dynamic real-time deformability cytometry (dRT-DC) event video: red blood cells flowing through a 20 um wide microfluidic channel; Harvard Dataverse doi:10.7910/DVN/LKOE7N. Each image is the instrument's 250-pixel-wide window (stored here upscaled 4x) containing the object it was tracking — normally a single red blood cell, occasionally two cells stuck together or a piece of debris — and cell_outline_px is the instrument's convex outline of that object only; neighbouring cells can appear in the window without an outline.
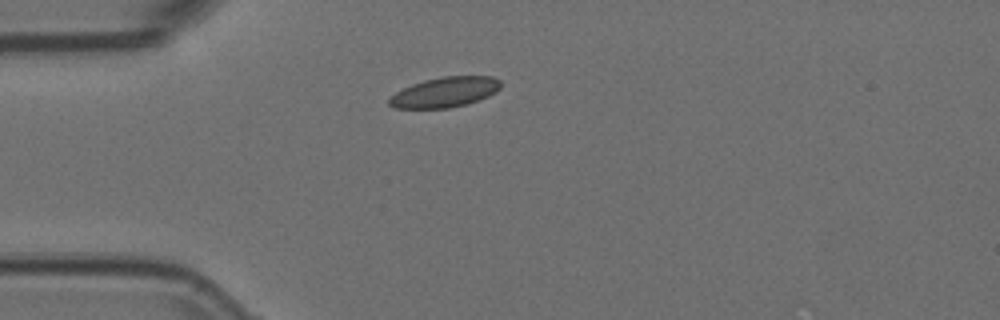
{"species": "Egyptian fruit bat (a non-hibernating species)", "species_latin": "Rousettus aegyptiacus", "temperature_condition": "room temperature", "stored_images_in_passage": 33, "camera_frame_rate_fps": 3000, "um_per_image_px": 0.085, "animal": {"sex": "female"}, "frame": {"image": 1, "passage_image": 1, "time_ms": 0.0, "image_size_px": [1000, 320], "cell_outline_px": [[500, 88], [496, 92], [488, 96], [464, 104], [448, 108], [396, 108], [388, 104], [388, 100], [396, 92], [412, 84], [424, 80], [444, 76], [492, 76], [500, 80]], "centroid_in_image_um": [37.82, 7.82], "position_along_channel_um": 47.2, "area_um2": 19.36}}
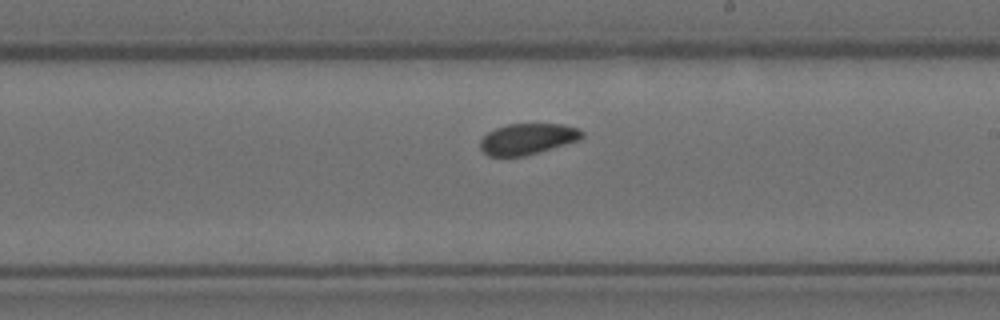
{"frame": {"image": 2, "passage_image": 18, "time_ms": 5.667, "image_size_px": [1000, 320], "cell_outline_px": [[584, 136], [580, 140], [524, 156], [488, 156], [480, 148], [480, 140], [488, 132], [496, 128], [508, 124], [564, 124], [580, 128], [584, 132]], "centroid_in_image_um": [44.87, 11.8], "position_along_channel_um": 244.1, "area_um2": 18.44}}
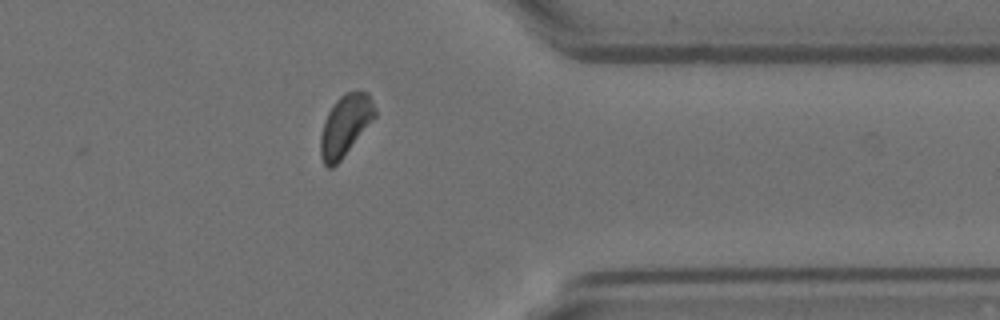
{"frame": {"image": 3, "passage_image": 30, "time_ms": 9.667, "image_size_px": [1000, 320], "cell_outline_px": [[376, 116], [340, 160], [332, 168], [328, 168], [324, 164], [320, 156], [320, 136], [324, 120], [332, 104], [340, 96], [356, 88], [368, 92], [376, 108]], "centroid_in_image_um": [29.34, 10.61], "position_along_channel_um": 382.1, "area_um2": 19.48}, "authors_computed_cell_mechanics": {"area_um2": 19.2474, "velocity_mm_per_s": 3.7416, "shape_relaxation_time_tau1_ms": null, "shape_relaxation_time_tau2_ms": 8.9556, "deformation_change_tau1": null, "deformation_change_tau2": 0.0917}}